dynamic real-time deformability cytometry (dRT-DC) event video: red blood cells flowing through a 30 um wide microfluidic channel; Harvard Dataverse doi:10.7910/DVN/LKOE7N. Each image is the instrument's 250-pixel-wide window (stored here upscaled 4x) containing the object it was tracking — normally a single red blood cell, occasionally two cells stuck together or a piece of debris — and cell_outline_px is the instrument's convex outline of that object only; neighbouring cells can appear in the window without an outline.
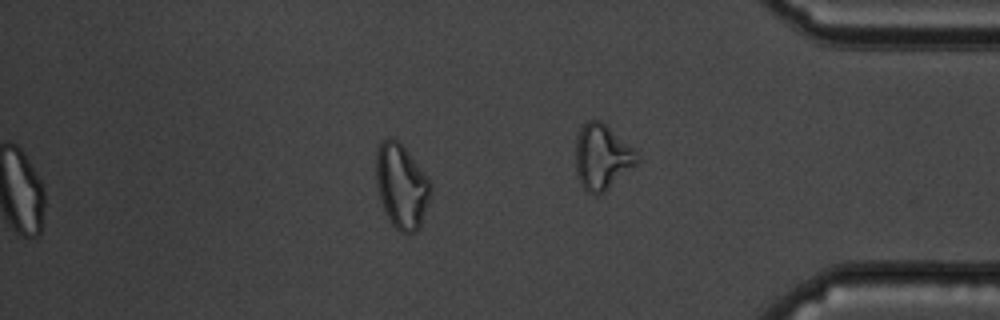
{"species": "common noctule bat (a hibernating species)", "species_latin": "Nyctalus noctula", "temperature_condition": "cold", "stored_images_in_passage": 58, "camera_frame_rate_fps": 3000, "um_per_image_px": 0.085, "animal": {"sex": "male", "body_mass_g": 19.5, "forearm_length_mm": 54.6}, "frame": {"image": 1, "passage_image": 50, "time_ms": 16.333, "image_size_px": [1000, 320], "cell_outline_px": [[432, 196], [420, 228], [416, 232], [400, 232], [392, 224], [380, 200], [376, 184], [376, 148], [384, 140], [392, 136], [408, 152], [432, 184]], "centroid_in_image_um": [34.15, 15.84], "position_along_channel_um": 401.1, "area_um2": 26.88}, "authors_computed_cell_mechanics": {"area_um2": 24.4494, "velocity_mm_per_s": 3.4934, "shape_relaxation_time_tau1_ms": null, "shape_relaxation_time_tau2_ms": 4.4272, "deformation_change_tau1": null, "deformation_change_tau2": 0.1334}}